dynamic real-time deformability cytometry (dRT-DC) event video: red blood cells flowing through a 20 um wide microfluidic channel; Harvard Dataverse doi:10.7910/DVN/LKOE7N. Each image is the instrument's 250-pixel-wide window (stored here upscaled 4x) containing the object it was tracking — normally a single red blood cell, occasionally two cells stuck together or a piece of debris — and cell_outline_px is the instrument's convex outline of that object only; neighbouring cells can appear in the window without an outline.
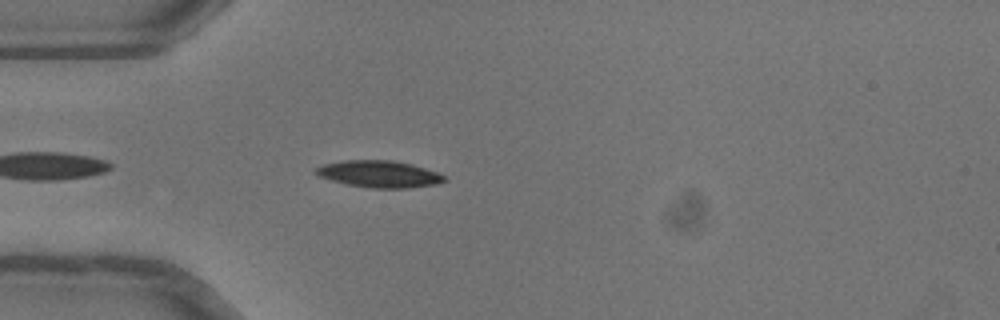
{"species": "common noctule bat (a hibernating species)", "species_latin": "Nyctalus noctula", "temperature_condition": "warm", "stored_images_in_passage": 33, "camera_frame_rate_fps": 3000, "um_per_image_px": 0.085, "animal": {"sex": "female"}, "frame": {"image": 1, "passage_image": 4, "time_ms": 1.0, "image_size_px": [1000, 320], "cell_outline_px": [[444, 180], [436, 184], [408, 188], [372, 188], [348, 184], [332, 180], [320, 176], [312, 172], [320, 164], [340, 160], [392, 160], [412, 164], [436, 172], [444, 176]], "centroid_in_image_um": [32.16, 14.78], "position_along_channel_um": 52.8, "area_um2": 20.0}}
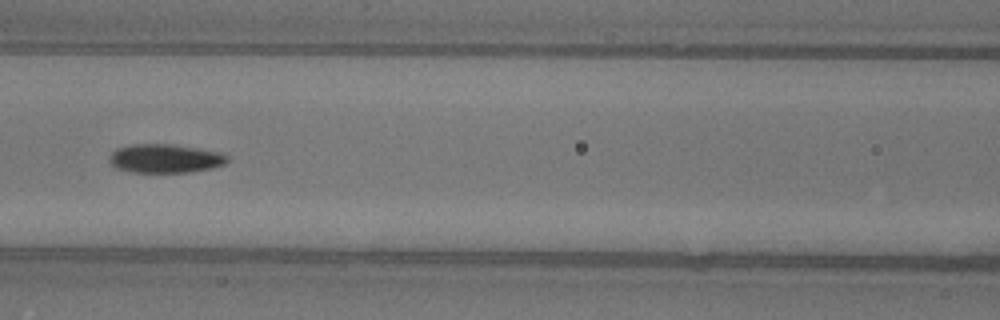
{"frame": {"image": 2, "passage_image": 12, "time_ms": 3.667, "image_size_px": [1000, 320], "cell_outline_px": [[228, 160], [224, 164], [212, 168], [192, 172], [132, 172], [116, 168], [108, 160], [108, 156], [116, 148], [132, 144], [172, 144], [224, 152], [228, 156]], "centroid_in_image_um": [14.05, 13.46], "position_along_channel_um": 152.6, "area_um2": 20.0}}
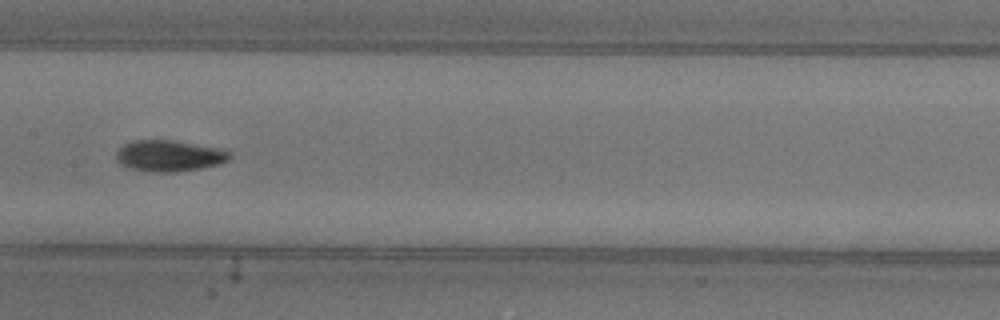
{"frame": {"image": 3, "passage_image": 15, "time_ms": 4.667, "image_size_px": [1000, 320], "cell_outline_px": [[232, 156], [228, 160], [220, 164], [200, 168], [172, 172], [152, 172], [132, 168], [120, 164], [116, 160], [116, 152], [124, 144], [136, 140], [172, 140], [228, 148], [232, 152]], "centroid_in_image_um": [14.47, 13.23], "position_along_channel_um": 192.9, "area_um2": 20.92}, "authors_computed_cell_mechanics": {"area_um2": 19.8254, "velocity_mm_per_s": 4.0494, "shape_relaxation_time_tau1_ms": 3.0239, "shape_relaxation_time_tau2_ms": 3.266, "deformation_change_tau1": 0.1642, "deformation_change_tau2": 0.0732}}